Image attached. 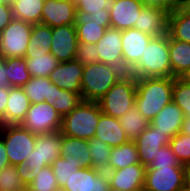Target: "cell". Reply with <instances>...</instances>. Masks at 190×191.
I'll return each mask as SVG.
<instances>
[{"mask_svg": "<svg viewBox=\"0 0 190 191\" xmlns=\"http://www.w3.org/2000/svg\"><path fill=\"white\" fill-rule=\"evenodd\" d=\"M6 60V75L9 87H20L31 78L27 69V62L23 57L4 58Z\"/></svg>", "mask_w": 190, "mask_h": 191, "instance_id": "obj_35", "label": "cell"}, {"mask_svg": "<svg viewBox=\"0 0 190 191\" xmlns=\"http://www.w3.org/2000/svg\"><path fill=\"white\" fill-rule=\"evenodd\" d=\"M9 97V87L0 88V125H4L7 99Z\"/></svg>", "mask_w": 190, "mask_h": 191, "instance_id": "obj_47", "label": "cell"}, {"mask_svg": "<svg viewBox=\"0 0 190 191\" xmlns=\"http://www.w3.org/2000/svg\"><path fill=\"white\" fill-rule=\"evenodd\" d=\"M25 60L31 77H48L59 64L51 53L28 54Z\"/></svg>", "mask_w": 190, "mask_h": 191, "instance_id": "obj_32", "label": "cell"}, {"mask_svg": "<svg viewBox=\"0 0 190 191\" xmlns=\"http://www.w3.org/2000/svg\"><path fill=\"white\" fill-rule=\"evenodd\" d=\"M61 131H53L36 135L34 150L26 162L16 165L19 176L25 186H28L46 166H51L53 161L61 154Z\"/></svg>", "mask_w": 190, "mask_h": 191, "instance_id": "obj_2", "label": "cell"}, {"mask_svg": "<svg viewBox=\"0 0 190 191\" xmlns=\"http://www.w3.org/2000/svg\"><path fill=\"white\" fill-rule=\"evenodd\" d=\"M101 114L98 102L81 101L70 113L62 117L61 134L88 141L95 136Z\"/></svg>", "mask_w": 190, "mask_h": 191, "instance_id": "obj_4", "label": "cell"}, {"mask_svg": "<svg viewBox=\"0 0 190 191\" xmlns=\"http://www.w3.org/2000/svg\"><path fill=\"white\" fill-rule=\"evenodd\" d=\"M181 132L190 135V118L185 117Z\"/></svg>", "mask_w": 190, "mask_h": 191, "instance_id": "obj_52", "label": "cell"}, {"mask_svg": "<svg viewBox=\"0 0 190 191\" xmlns=\"http://www.w3.org/2000/svg\"><path fill=\"white\" fill-rule=\"evenodd\" d=\"M66 191H109L110 182L106 172L94 168H80L63 186Z\"/></svg>", "mask_w": 190, "mask_h": 191, "instance_id": "obj_12", "label": "cell"}, {"mask_svg": "<svg viewBox=\"0 0 190 191\" xmlns=\"http://www.w3.org/2000/svg\"><path fill=\"white\" fill-rule=\"evenodd\" d=\"M84 66L76 60L59 62L48 78L59 88L81 94Z\"/></svg>", "mask_w": 190, "mask_h": 191, "instance_id": "obj_18", "label": "cell"}, {"mask_svg": "<svg viewBox=\"0 0 190 191\" xmlns=\"http://www.w3.org/2000/svg\"><path fill=\"white\" fill-rule=\"evenodd\" d=\"M48 77H31L22 87L31 104L50 100L51 84Z\"/></svg>", "mask_w": 190, "mask_h": 191, "instance_id": "obj_34", "label": "cell"}, {"mask_svg": "<svg viewBox=\"0 0 190 191\" xmlns=\"http://www.w3.org/2000/svg\"><path fill=\"white\" fill-rule=\"evenodd\" d=\"M52 28L43 24H33L32 31L25 53L28 54L50 53Z\"/></svg>", "mask_w": 190, "mask_h": 191, "instance_id": "obj_31", "label": "cell"}, {"mask_svg": "<svg viewBox=\"0 0 190 191\" xmlns=\"http://www.w3.org/2000/svg\"><path fill=\"white\" fill-rule=\"evenodd\" d=\"M4 125H20L26 117L30 101L20 87H9Z\"/></svg>", "mask_w": 190, "mask_h": 191, "instance_id": "obj_22", "label": "cell"}, {"mask_svg": "<svg viewBox=\"0 0 190 191\" xmlns=\"http://www.w3.org/2000/svg\"><path fill=\"white\" fill-rule=\"evenodd\" d=\"M77 19L74 0H45L41 24L53 27L75 24Z\"/></svg>", "mask_w": 190, "mask_h": 191, "instance_id": "obj_13", "label": "cell"}, {"mask_svg": "<svg viewBox=\"0 0 190 191\" xmlns=\"http://www.w3.org/2000/svg\"><path fill=\"white\" fill-rule=\"evenodd\" d=\"M6 74V60L0 58V88L9 87V81Z\"/></svg>", "mask_w": 190, "mask_h": 191, "instance_id": "obj_49", "label": "cell"}, {"mask_svg": "<svg viewBox=\"0 0 190 191\" xmlns=\"http://www.w3.org/2000/svg\"><path fill=\"white\" fill-rule=\"evenodd\" d=\"M184 119V112L172 100L149 123L160 133L172 138L181 132Z\"/></svg>", "mask_w": 190, "mask_h": 191, "instance_id": "obj_20", "label": "cell"}, {"mask_svg": "<svg viewBox=\"0 0 190 191\" xmlns=\"http://www.w3.org/2000/svg\"><path fill=\"white\" fill-rule=\"evenodd\" d=\"M77 17H81L82 19L92 20L96 23H110L109 13L77 14Z\"/></svg>", "mask_w": 190, "mask_h": 191, "instance_id": "obj_48", "label": "cell"}, {"mask_svg": "<svg viewBox=\"0 0 190 191\" xmlns=\"http://www.w3.org/2000/svg\"><path fill=\"white\" fill-rule=\"evenodd\" d=\"M121 38L124 69L129 72L139 62L153 37L135 28H130L122 30Z\"/></svg>", "mask_w": 190, "mask_h": 191, "instance_id": "obj_15", "label": "cell"}, {"mask_svg": "<svg viewBox=\"0 0 190 191\" xmlns=\"http://www.w3.org/2000/svg\"><path fill=\"white\" fill-rule=\"evenodd\" d=\"M170 147L181 165L190 163V135L179 132L172 137Z\"/></svg>", "mask_w": 190, "mask_h": 191, "instance_id": "obj_41", "label": "cell"}, {"mask_svg": "<svg viewBox=\"0 0 190 191\" xmlns=\"http://www.w3.org/2000/svg\"><path fill=\"white\" fill-rule=\"evenodd\" d=\"M55 191H66V190L59 187V188H58L57 190H55Z\"/></svg>", "mask_w": 190, "mask_h": 191, "instance_id": "obj_58", "label": "cell"}, {"mask_svg": "<svg viewBox=\"0 0 190 191\" xmlns=\"http://www.w3.org/2000/svg\"><path fill=\"white\" fill-rule=\"evenodd\" d=\"M146 167L141 163L123 169L108 171L110 188L125 191H143Z\"/></svg>", "mask_w": 190, "mask_h": 191, "instance_id": "obj_17", "label": "cell"}, {"mask_svg": "<svg viewBox=\"0 0 190 191\" xmlns=\"http://www.w3.org/2000/svg\"><path fill=\"white\" fill-rule=\"evenodd\" d=\"M137 163H140V160L134 141L112 147L109 158V171L123 169Z\"/></svg>", "mask_w": 190, "mask_h": 191, "instance_id": "obj_28", "label": "cell"}, {"mask_svg": "<svg viewBox=\"0 0 190 191\" xmlns=\"http://www.w3.org/2000/svg\"><path fill=\"white\" fill-rule=\"evenodd\" d=\"M183 188V166L146 169L143 191H181Z\"/></svg>", "mask_w": 190, "mask_h": 191, "instance_id": "obj_10", "label": "cell"}, {"mask_svg": "<svg viewBox=\"0 0 190 191\" xmlns=\"http://www.w3.org/2000/svg\"><path fill=\"white\" fill-rule=\"evenodd\" d=\"M181 6L187 11L190 13V0H185Z\"/></svg>", "mask_w": 190, "mask_h": 191, "instance_id": "obj_53", "label": "cell"}, {"mask_svg": "<svg viewBox=\"0 0 190 191\" xmlns=\"http://www.w3.org/2000/svg\"><path fill=\"white\" fill-rule=\"evenodd\" d=\"M0 136L3 139L10 165L26 162L34 150L36 134L24 129L21 125H0Z\"/></svg>", "mask_w": 190, "mask_h": 191, "instance_id": "obj_7", "label": "cell"}, {"mask_svg": "<svg viewBox=\"0 0 190 191\" xmlns=\"http://www.w3.org/2000/svg\"><path fill=\"white\" fill-rule=\"evenodd\" d=\"M94 138L100 139L111 148L120 146L129 141L119 123V119L103 113L100 115Z\"/></svg>", "mask_w": 190, "mask_h": 191, "instance_id": "obj_23", "label": "cell"}, {"mask_svg": "<svg viewBox=\"0 0 190 191\" xmlns=\"http://www.w3.org/2000/svg\"><path fill=\"white\" fill-rule=\"evenodd\" d=\"M77 39L81 43H97L104 35L105 30L110 28V23H96L92 20L77 17L75 22Z\"/></svg>", "mask_w": 190, "mask_h": 191, "instance_id": "obj_33", "label": "cell"}, {"mask_svg": "<svg viewBox=\"0 0 190 191\" xmlns=\"http://www.w3.org/2000/svg\"><path fill=\"white\" fill-rule=\"evenodd\" d=\"M168 34L173 39L190 43V13L181 5L168 16Z\"/></svg>", "mask_w": 190, "mask_h": 191, "instance_id": "obj_27", "label": "cell"}, {"mask_svg": "<svg viewBox=\"0 0 190 191\" xmlns=\"http://www.w3.org/2000/svg\"><path fill=\"white\" fill-rule=\"evenodd\" d=\"M115 0H76L77 14L109 13Z\"/></svg>", "mask_w": 190, "mask_h": 191, "instance_id": "obj_42", "label": "cell"}, {"mask_svg": "<svg viewBox=\"0 0 190 191\" xmlns=\"http://www.w3.org/2000/svg\"><path fill=\"white\" fill-rule=\"evenodd\" d=\"M59 188L51 166L40 170L34 180L26 186V191H55Z\"/></svg>", "mask_w": 190, "mask_h": 191, "instance_id": "obj_38", "label": "cell"}, {"mask_svg": "<svg viewBox=\"0 0 190 191\" xmlns=\"http://www.w3.org/2000/svg\"><path fill=\"white\" fill-rule=\"evenodd\" d=\"M10 165L6 148L3 142L2 137L0 136V170Z\"/></svg>", "mask_w": 190, "mask_h": 191, "instance_id": "obj_50", "label": "cell"}, {"mask_svg": "<svg viewBox=\"0 0 190 191\" xmlns=\"http://www.w3.org/2000/svg\"><path fill=\"white\" fill-rule=\"evenodd\" d=\"M88 146L92 158V168L107 173L112 148L98 138L89 139Z\"/></svg>", "mask_w": 190, "mask_h": 191, "instance_id": "obj_36", "label": "cell"}, {"mask_svg": "<svg viewBox=\"0 0 190 191\" xmlns=\"http://www.w3.org/2000/svg\"><path fill=\"white\" fill-rule=\"evenodd\" d=\"M33 24L13 19L0 33V58L23 57Z\"/></svg>", "mask_w": 190, "mask_h": 191, "instance_id": "obj_8", "label": "cell"}, {"mask_svg": "<svg viewBox=\"0 0 190 191\" xmlns=\"http://www.w3.org/2000/svg\"><path fill=\"white\" fill-rule=\"evenodd\" d=\"M45 0H12L13 18L40 24Z\"/></svg>", "mask_w": 190, "mask_h": 191, "instance_id": "obj_26", "label": "cell"}, {"mask_svg": "<svg viewBox=\"0 0 190 191\" xmlns=\"http://www.w3.org/2000/svg\"><path fill=\"white\" fill-rule=\"evenodd\" d=\"M74 60L79 61L83 66L99 62L96 44L79 42Z\"/></svg>", "mask_w": 190, "mask_h": 191, "instance_id": "obj_44", "label": "cell"}, {"mask_svg": "<svg viewBox=\"0 0 190 191\" xmlns=\"http://www.w3.org/2000/svg\"><path fill=\"white\" fill-rule=\"evenodd\" d=\"M124 75L119 68L102 62L84 66L80 94L82 101L97 102Z\"/></svg>", "mask_w": 190, "mask_h": 191, "instance_id": "obj_5", "label": "cell"}, {"mask_svg": "<svg viewBox=\"0 0 190 191\" xmlns=\"http://www.w3.org/2000/svg\"><path fill=\"white\" fill-rule=\"evenodd\" d=\"M54 106L56 111L63 117L70 113L81 101L79 93H73L51 84L50 100H45Z\"/></svg>", "mask_w": 190, "mask_h": 191, "instance_id": "obj_30", "label": "cell"}, {"mask_svg": "<svg viewBox=\"0 0 190 191\" xmlns=\"http://www.w3.org/2000/svg\"><path fill=\"white\" fill-rule=\"evenodd\" d=\"M12 0H0V3H11Z\"/></svg>", "mask_w": 190, "mask_h": 191, "instance_id": "obj_56", "label": "cell"}, {"mask_svg": "<svg viewBox=\"0 0 190 191\" xmlns=\"http://www.w3.org/2000/svg\"><path fill=\"white\" fill-rule=\"evenodd\" d=\"M172 100L190 118V82L185 78H174Z\"/></svg>", "mask_w": 190, "mask_h": 191, "instance_id": "obj_39", "label": "cell"}, {"mask_svg": "<svg viewBox=\"0 0 190 191\" xmlns=\"http://www.w3.org/2000/svg\"><path fill=\"white\" fill-rule=\"evenodd\" d=\"M136 79L172 77L169 53V34L153 37L139 62L128 72Z\"/></svg>", "mask_w": 190, "mask_h": 191, "instance_id": "obj_3", "label": "cell"}, {"mask_svg": "<svg viewBox=\"0 0 190 191\" xmlns=\"http://www.w3.org/2000/svg\"><path fill=\"white\" fill-rule=\"evenodd\" d=\"M171 137L160 133L150 123L138 138L134 141L139 160L142 165L147 167L158 153V150L165 145H170Z\"/></svg>", "mask_w": 190, "mask_h": 191, "instance_id": "obj_16", "label": "cell"}, {"mask_svg": "<svg viewBox=\"0 0 190 191\" xmlns=\"http://www.w3.org/2000/svg\"><path fill=\"white\" fill-rule=\"evenodd\" d=\"M78 43L75 24L52 28L50 53L59 62L74 60Z\"/></svg>", "mask_w": 190, "mask_h": 191, "instance_id": "obj_11", "label": "cell"}, {"mask_svg": "<svg viewBox=\"0 0 190 191\" xmlns=\"http://www.w3.org/2000/svg\"><path fill=\"white\" fill-rule=\"evenodd\" d=\"M184 188L190 190V163L183 164Z\"/></svg>", "mask_w": 190, "mask_h": 191, "instance_id": "obj_51", "label": "cell"}, {"mask_svg": "<svg viewBox=\"0 0 190 191\" xmlns=\"http://www.w3.org/2000/svg\"><path fill=\"white\" fill-rule=\"evenodd\" d=\"M188 82H190V71L184 77Z\"/></svg>", "mask_w": 190, "mask_h": 191, "instance_id": "obj_54", "label": "cell"}, {"mask_svg": "<svg viewBox=\"0 0 190 191\" xmlns=\"http://www.w3.org/2000/svg\"><path fill=\"white\" fill-rule=\"evenodd\" d=\"M172 166H182L172 152L170 145H165L158 150V153L153 158L152 162L146 169L165 168Z\"/></svg>", "mask_w": 190, "mask_h": 191, "instance_id": "obj_43", "label": "cell"}, {"mask_svg": "<svg viewBox=\"0 0 190 191\" xmlns=\"http://www.w3.org/2000/svg\"><path fill=\"white\" fill-rule=\"evenodd\" d=\"M51 167L57 179L58 186L63 188L70 176L82 168V165L81 161L74 160L72 156H66L55 159Z\"/></svg>", "mask_w": 190, "mask_h": 191, "instance_id": "obj_37", "label": "cell"}, {"mask_svg": "<svg viewBox=\"0 0 190 191\" xmlns=\"http://www.w3.org/2000/svg\"><path fill=\"white\" fill-rule=\"evenodd\" d=\"M109 191H125V190H120V189L110 188Z\"/></svg>", "mask_w": 190, "mask_h": 191, "instance_id": "obj_57", "label": "cell"}, {"mask_svg": "<svg viewBox=\"0 0 190 191\" xmlns=\"http://www.w3.org/2000/svg\"><path fill=\"white\" fill-rule=\"evenodd\" d=\"M168 16L165 11L157 8L143 7L139 13L138 24L134 28L152 37L168 34Z\"/></svg>", "mask_w": 190, "mask_h": 191, "instance_id": "obj_21", "label": "cell"}, {"mask_svg": "<svg viewBox=\"0 0 190 191\" xmlns=\"http://www.w3.org/2000/svg\"><path fill=\"white\" fill-rule=\"evenodd\" d=\"M13 19L11 3H0V33Z\"/></svg>", "mask_w": 190, "mask_h": 191, "instance_id": "obj_46", "label": "cell"}, {"mask_svg": "<svg viewBox=\"0 0 190 191\" xmlns=\"http://www.w3.org/2000/svg\"><path fill=\"white\" fill-rule=\"evenodd\" d=\"M144 7L157 8L170 14L179 5L174 0H141Z\"/></svg>", "mask_w": 190, "mask_h": 191, "instance_id": "obj_45", "label": "cell"}, {"mask_svg": "<svg viewBox=\"0 0 190 191\" xmlns=\"http://www.w3.org/2000/svg\"><path fill=\"white\" fill-rule=\"evenodd\" d=\"M143 7L141 0H115L109 12L111 28H134V25L138 24L139 13Z\"/></svg>", "mask_w": 190, "mask_h": 191, "instance_id": "obj_19", "label": "cell"}, {"mask_svg": "<svg viewBox=\"0 0 190 191\" xmlns=\"http://www.w3.org/2000/svg\"><path fill=\"white\" fill-rule=\"evenodd\" d=\"M181 191H190V190H188V189H186V188H183Z\"/></svg>", "mask_w": 190, "mask_h": 191, "instance_id": "obj_59", "label": "cell"}, {"mask_svg": "<svg viewBox=\"0 0 190 191\" xmlns=\"http://www.w3.org/2000/svg\"><path fill=\"white\" fill-rule=\"evenodd\" d=\"M169 53L172 77L184 78L190 71V43L173 39L169 35Z\"/></svg>", "mask_w": 190, "mask_h": 191, "instance_id": "obj_24", "label": "cell"}, {"mask_svg": "<svg viewBox=\"0 0 190 191\" xmlns=\"http://www.w3.org/2000/svg\"><path fill=\"white\" fill-rule=\"evenodd\" d=\"M119 123L129 141H135L149 126L148 120L137 109L136 105H133L119 118Z\"/></svg>", "mask_w": 190, "mask_h": 191, "instance_id": "obj_29", "label": "cell"}, {"mask_svg": "<svg viewBox=\"0 0 190 191\" xmlns=\"http://www.w3.org/2000/svg\"><path fill=\"white\" fill-rule=\"evenodd\" d=\"M0 191H26L16 166L9 165L0 170Z\"/></svg>", "mask_w": 190, "mask_h": 191, "instance_id": "obj_40", "label": "cell"}, {"mask_svg": "<svg viewBox=\"0 0 190 191\" xmlns=\"http://www.w3.org/2000/svg\"><path fill=\"white\" fill-rule=\"evenodd\" d=\"M66 156H72L74 160L81 161L83 168H92L87 140L62 135L60 157Z\"/></svg>", "mask_w": 190, "mask_h": 191, "instance_id": "obj_25", "label": "cell"}, {"mask_svg": "<svg viewBox=\"0 0 190 191\" xmlns=\"http://www.w3.org/2000/svg\"><path fill=\"white\" fill-rule=\"evenodd\" d=\"M33 134H43L59 131L62 125V116L53 105L46 101L30 104L26 117L20 124Z\"/></svg>", "mask_w": 190, "mask_h": 191, "instance_id": "obj_9", "label": "cell"}, {"mask_svg": "<svg viewBox=\"0 0 190 191\" xmlns=\"http://www.w3.org/2000/svg\"><path fill=\"white\" fill-rule=\"evenodd\" d=\"M136 78L122 76L97 102L103 114L119 119L135 105Z\"/></svg>", "mask_w": 190, "mask_h": 191, "instance_id": "obj_6", "label": "cell"}, {"mask_svg": "<svg viewBox=\"0 0 190 191\" xmlns=\"http://www.w3.org/2000/svg\"><path fill=\"white\" fill-rule=\"evenodd\" d=\"M121 37L122 30L111 27L105 30L103 37L96 43L99 62L115 66L124 74H128L124 69Z\"/></svg>", "mask_w": 190, "mask_h": 191, "instance_id": "obj_14", "label": "cell"}, {"mask_svg": "<svg viewBox=\"0 0 190 191\" xmlns=\"http://www.w3.org/2000/svg\"><path fill=\"white\" fill-rule=\"evenodd\" d=\"M174 77L136 79L135 105L150 122L172 101Z\"/></svg>", "mask_w": 190, "mask_h": 191, "instance_id": "obj_1", "label": "cell"}, {"mask_svg": "<svg viewBox=\"0 0 190 191\" xmlns=\"http://www.w3.org/2000/svg\"><path fill=\"white\" fill-rule=\"evenodd\" d=\"M178 5H181L185 0H174Z\"/></svg>", "mask_w": 190, "mask_h": 191, "instance_id": "obj_55", "label": "cell"}]
</instances>
